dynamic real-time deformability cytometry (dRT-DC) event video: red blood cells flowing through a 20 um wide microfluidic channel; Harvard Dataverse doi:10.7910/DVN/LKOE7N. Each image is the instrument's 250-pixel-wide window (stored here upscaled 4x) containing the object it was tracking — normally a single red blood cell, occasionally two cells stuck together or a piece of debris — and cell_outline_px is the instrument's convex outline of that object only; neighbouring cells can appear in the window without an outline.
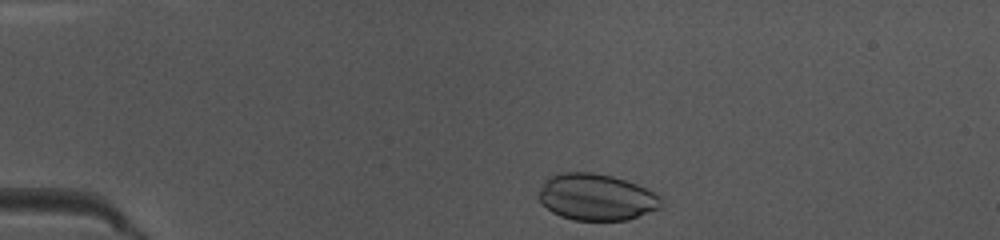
{"species": "common noctule bat (a hibernating species)", "species_latin": "Nyctalus noctula", "temperature_condition": "warm", "stored_images_in_passage": 41, "camera_frame_rate_fps": 3000, "um_per_image_px": 0.085, "animal": {"sex": "female", "body_mass_g": 10.0, "forearm_length_mm": 53.1}, "frame": {"image": 1, "passage_image": 2, "time_ms": 0.333, "image_size_px": [1000, 240], "cell_outline_px": [[660, 208], [628, 220], [572, 220], [560, 216], [552, 212], [540, 200], [540, 188], [544, 180], [560, 172], [592, 172], [612, 176], [636, 184], [656, 192], [660, 196]], "centroid_in_image_um": [50.69, 16.75], "position_along_channel_um": 34.3, "area_um2": 33.06}}
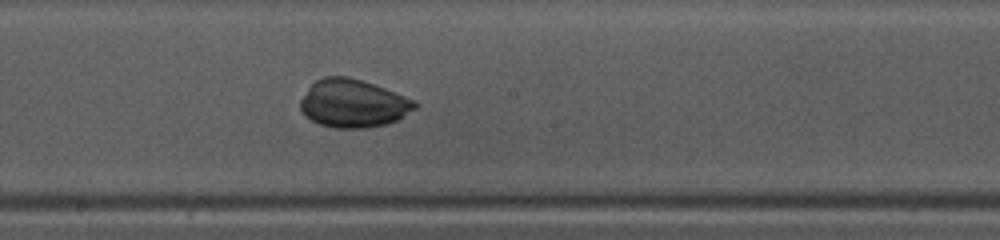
{"frame": {"image": 2, "passage_image": 19, "time_ms": 6.0, "image_size_px": [1000, 240], "cell_outline_px": [[420, 104], [416, 108], [396, 120], [388, 124], [368, 128], [336, 128], [320, 124], [304, 116], [300, 108], [300, 100], [308, 88], [316, 80], [324, 76], [348, 76], [384, 88], [404, 96]], "centroid_in_image_um": [29.99, 8.8], "position_along_channel_um": 218.2, "area_um2": 31.91}}
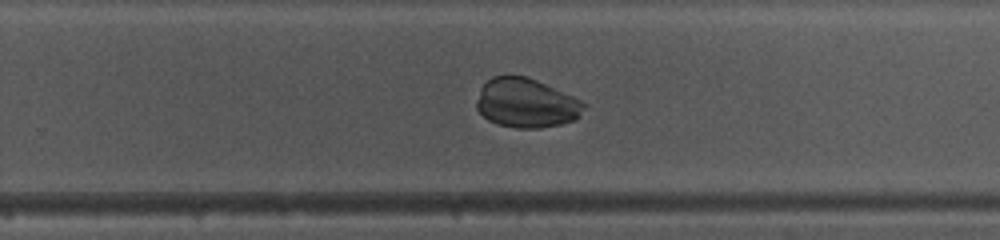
{"frame": {"image": 3, "passage_image": 24, "time_ms": 7.667, "image_size_px": [1000, 240], "cell_outline_px": [[588, 104], [580, 116], [576, 120], [560, 124], [540, 128], [516, 128], [496, 124], [488, 120], [476, 108], [476, 100], [480, 88], [492, 76], [528, 76], [572, 96]], "centroid_in_image_um": [44.73, 8.77], "position_along_channel_um": 285.1, "area_um2": 30.92}}